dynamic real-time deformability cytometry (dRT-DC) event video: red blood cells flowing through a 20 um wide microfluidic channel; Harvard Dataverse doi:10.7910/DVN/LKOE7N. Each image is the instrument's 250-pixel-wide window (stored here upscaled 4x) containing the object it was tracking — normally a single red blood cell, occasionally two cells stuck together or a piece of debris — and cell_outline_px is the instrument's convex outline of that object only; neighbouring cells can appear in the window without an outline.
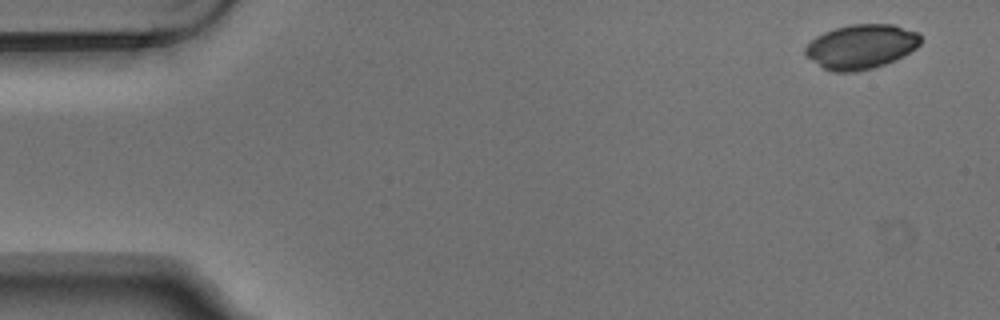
{"species": "Egyptian fruit bat (a non-hibernating species)", "species_latin": "Rousettus aegyptiacus", "temperature_condition": "warm", "stored_images_in_passage": 6, "camera_frame_rate_fps": 3000, "um_per_image_px": 0.085, "animal": {"sex": "male"}, "frame": {"image": 1, "passage_image": 1, "time_ms": 0.0, "image_size_px": [1000, 320], "cell_outline_px": [[920, 44], [916, 48], [896, 60], [872, 68], [856, 72], [832, 72], [824, 68], [804, 56], [804, 48], [816, 36], [824, 32], [836, 28], [852, 24], [892, 24], [916, 32], [920, 36]], "centroid_in_image_um": [73.16, 3.97], "position_along_channel_um": 11.8, "area_um2": 29.82}}
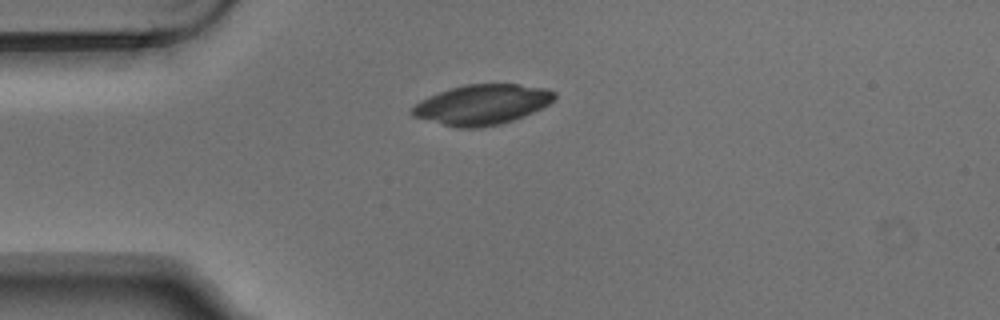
{"frame": {"image": 2, "passage_image": 4, "time_ms": 1.0, "image_size_px": [1000, 320], "cell_outline_px": [[556, 100], [524, 116], [500, 124], [480, 128], [460, 128], [412, 116], [408, 112], [420, 100], [428, 96], [464, 84], [520, 84], [548, 88], [556, 92]], "centroid_in_image_um": [41.0, 8.88], "position_along_channel_um": 44.0, "area_um2": 33.23}}
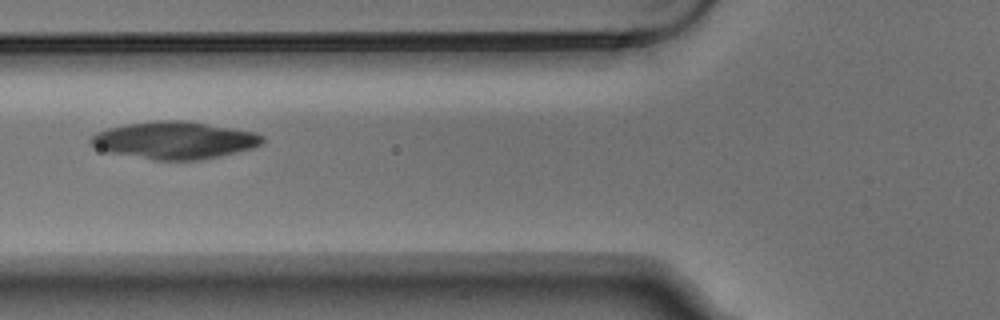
{"frame": {"image": 3, "passage_image": 6, "time_ms": 1.667, "image_size_px": [1000, 320], "cell_outline_px": [[264, 144], [252, 148], [236, 152], [200, 160], [156, 160], [108, 152], [88, 144], [88, 140], [96, 132], [108, 128], [124, 124], [156, 120], [184, 120], [252, 132], [264, 136]], "centroid_in_image_um": [14.79, 11.92], "position_along_channel_um": 111.0, "area_um2": 37.22}}